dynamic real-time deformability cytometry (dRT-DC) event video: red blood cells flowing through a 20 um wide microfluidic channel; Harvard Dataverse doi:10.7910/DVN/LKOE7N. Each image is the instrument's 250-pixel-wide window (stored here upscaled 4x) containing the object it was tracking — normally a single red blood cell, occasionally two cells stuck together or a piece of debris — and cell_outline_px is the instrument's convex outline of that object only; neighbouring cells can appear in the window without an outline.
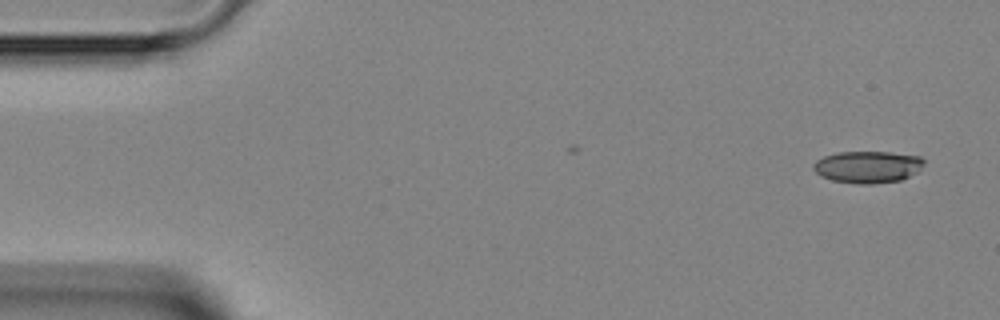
{"species": "Egyptian fruit bat (a non-hibernating species)", "species_latin": "Rousettus aegyptiacus", "temperature_condition": "room temperature", "stored_images_in_passage": 4, "segment_of_instrument_passage": [2, 2], "camera_frame_rate_fps": 3000, "um_per_image_px": 0.085, "animal": {"sex": "female"}, "frame": {"image": 1, "passage_image": 4, "time_ms": 5.333, "image_size_px": [1000, 320], "cell_outline_px": [[924, 160], [920, 168], [916, 172], [900, 180], [872, 184], [860, 184], [832, 180], [820, 176], [812, 168], [812, 164], [816, 160], [824, 156], [840, 152], [888, 152], [920, 156]], "centroid_in_image_um": [73.71, 14.18], "position_along_channel_um": 11.3, "area_um2": 20.46}}